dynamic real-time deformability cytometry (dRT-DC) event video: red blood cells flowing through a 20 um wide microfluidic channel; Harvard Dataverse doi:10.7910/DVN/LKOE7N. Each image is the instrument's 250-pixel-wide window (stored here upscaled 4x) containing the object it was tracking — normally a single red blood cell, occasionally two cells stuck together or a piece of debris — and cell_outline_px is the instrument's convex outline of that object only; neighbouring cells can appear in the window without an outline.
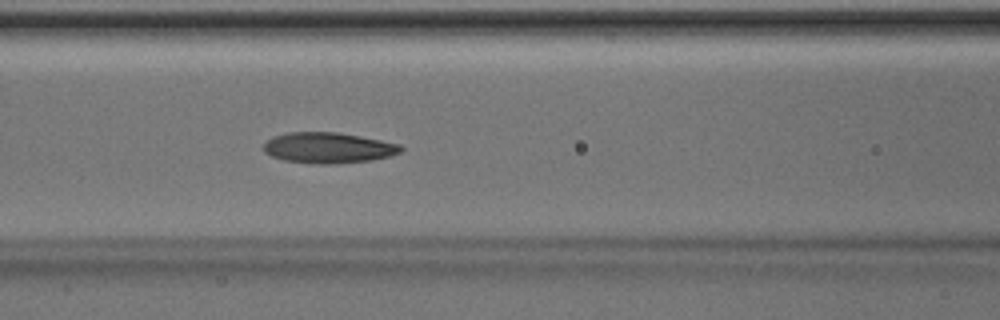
{"species": "Egyptian fruit bat (a non-hibernating species)", "species_latin": "Rousettus aegyptiacus", "temperature_condition": "room temperature", "stored_images_in_passage": 40, "camera_frame_rate_fps": 3000, "um_per_image_px": 0.085, "animal": {"sex": "male"}, "frame": {"image": 1, "passage_image": 20, "time_ms": 6.333, "image_size_px": [1000, 320], "cell_outline_px": [[404, 148], [400, 152], [388, 156], [372, 160], [332, 164], [316, 164], [284, 160], [272, 156], [264, 152], [264, 144], [272, 136], [288, 132], [340, 132], [400, 144]], "centroid_in_image_um": [27.89, 12.56], "position_along_channel_um": 138.7, "area_um2": 24.57}}
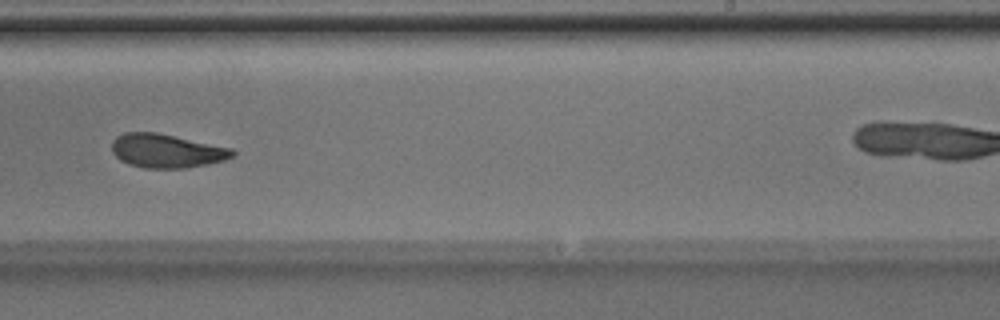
{"frame": {"image": 2, "passage_image": 30, "time_ms": 9.667, "image_size_px": [1000, 320], "cell_outline_px": [[236, 152], [232, 156], [224, 160], [208, 164], [184, 168], [144, 168], [128, 164], [120, 160], [112, 152], [112, 140], [116, 136], [124, 132], [156, 132], [232, 148]], "centroid_in_image_um": [14.13, 12.82], "position_along_channel_um": 274.9, "area_um2": 23.76}}
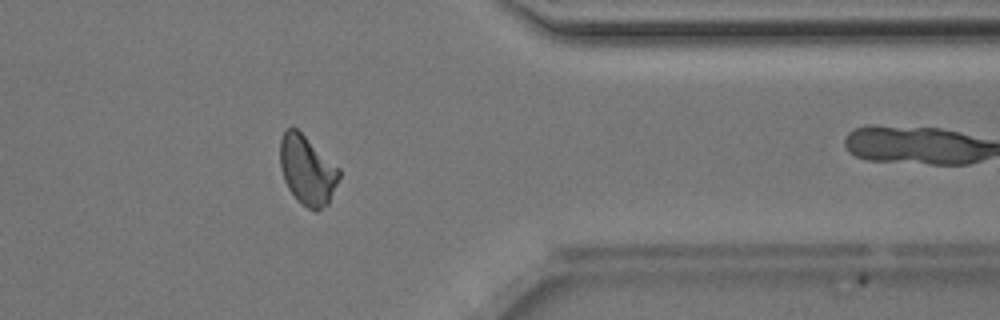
{"frame": {"image": 3, "passage_image": 39, "time_ms": 12.667, "image_size_px": [1000, 320], "cell_outline_px": [[340, 176], [328, 204], [316, 212], [300, 204], [296, 200], [288, 188], [284, 180], [280, 168], [280, 140], [284, 132], [288, 128], [296, 128], [340, 168]], "centroid_in_image_um": [26.11, 14.5], "position_along_channel_um": 385.3, "area_um2": 23.81}}